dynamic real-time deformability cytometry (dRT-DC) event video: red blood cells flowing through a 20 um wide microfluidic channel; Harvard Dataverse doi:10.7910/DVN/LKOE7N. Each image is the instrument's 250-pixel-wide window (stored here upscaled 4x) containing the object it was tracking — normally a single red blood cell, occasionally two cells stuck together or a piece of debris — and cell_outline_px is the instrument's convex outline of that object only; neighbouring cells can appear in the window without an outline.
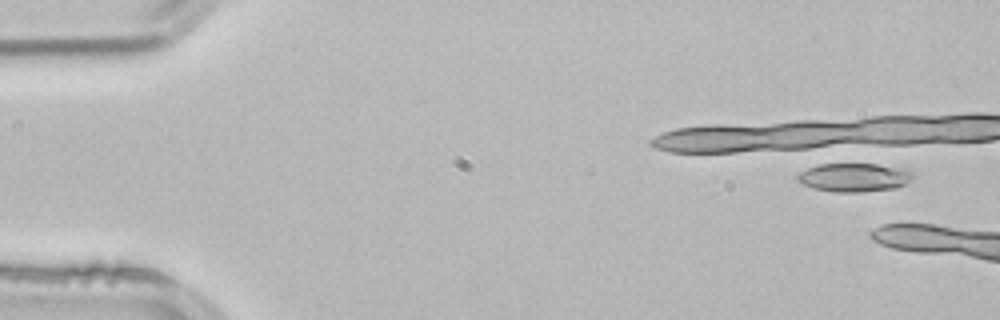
{"species": "common noctule bat (a hibernating species)", "species_latin": "Nyctalus noctula", "temperature_condition": "room temperature", "stored_images_in_passage": 4, "segment_of_instrument_passage": [2, 2], "camera_frame_rate_fps": 3000, "um_per_image_px": 0.085, "animal": {"sex": "male", "body_mass_g": 21.5, "forearm_length_mm": 52.0}, "frame": {"image": 1, "passage_image": 4, "time_ms": 1.0, "image_size_px": [1000, 320], "cell_outline_px": [[912, 180], [896, 188], [860, 192], [832, 192], [812, 188], [796, 180], [796, 176], [800, 172], [808, 168], [828, 160], [876, 164], [912, 172]], "centroid_in_image_um": [72.48, 15.04], "position_along_channel_um": 12.5, "area_um2": 19.83}}